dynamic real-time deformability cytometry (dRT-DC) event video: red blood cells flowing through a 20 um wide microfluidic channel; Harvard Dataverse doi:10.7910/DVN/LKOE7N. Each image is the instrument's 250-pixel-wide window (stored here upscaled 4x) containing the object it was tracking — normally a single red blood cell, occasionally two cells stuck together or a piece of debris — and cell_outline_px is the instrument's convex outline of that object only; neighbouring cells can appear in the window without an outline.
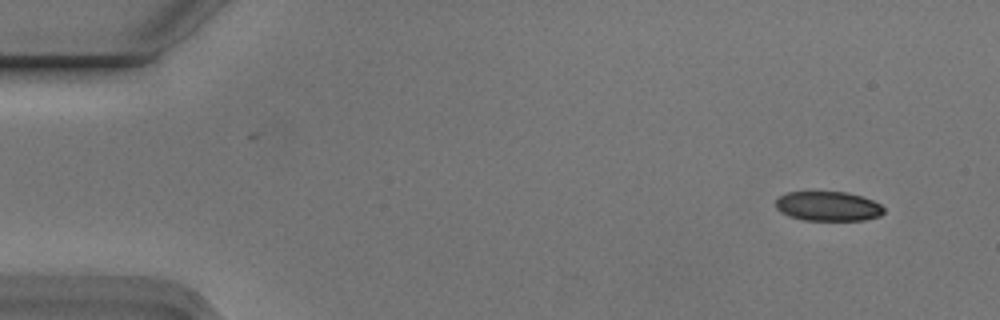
{"species": "Egyptian fruit bat (a non-hibernating species)", "species_latin": "Rousettus aegyptiacus", "temperature_condition": "cold", "stored_images_in_passage": 3, "camera_frame_rate_fps": 3000, "um_per_image_px": 0.085, "animal": {"sex": "male"}, "frame": {"image": 1, "passage_image": 1, "time_ms": 0.0, "image_size_px": [1000, 320], "cell_outline_px": [[884, 212], [880, 216], [864, 220], [804, 220], [788, 216], [780, 212], [776, 208], [776, 200], [780, 196], [788, 192], [844, 192], [860, 196], [872, 200], [880, 204], [884, 208]], "centroid_in_image_um": [70.38, 17.54], "position_along_channel_um": 14.6, "area_um2": 18.55}}